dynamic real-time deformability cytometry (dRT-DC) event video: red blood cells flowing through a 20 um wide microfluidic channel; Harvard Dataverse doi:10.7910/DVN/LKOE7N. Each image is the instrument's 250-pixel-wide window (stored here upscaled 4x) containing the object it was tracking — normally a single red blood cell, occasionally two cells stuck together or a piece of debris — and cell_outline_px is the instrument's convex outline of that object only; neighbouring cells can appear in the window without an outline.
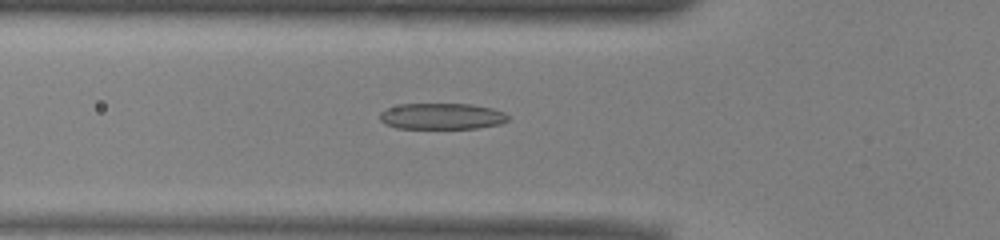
{"species": "common noctule bat (a hibernating species)", "species_latin": "Nyctalus noctula", "temperature_condition": "warm", "stored_images_in_passage": 50, "camera_frame_rate_fps": 3000, "um_per_image_px": 0.085, "animal": {"sex": "male", "body_mass_g": 13.0, "forearm_length_mm": 53.1}, "frame": {"image": 1, "passage_image": 16, "time_ms": 5.0, "image_size_px": [1000, 240], "cell_outline_px": [[508, 120], [500, 124], [476, 128], [396, 128], [384, 124], [380, 120], [380, 112], [384, 108], [400, 104], [472, 104], [492, 108], [504, 112], [508, 116]], "centroid_in_image_um": [37.51, 9.88], "position_along_channel_um": 88.3, "area_um2": 19.65}}
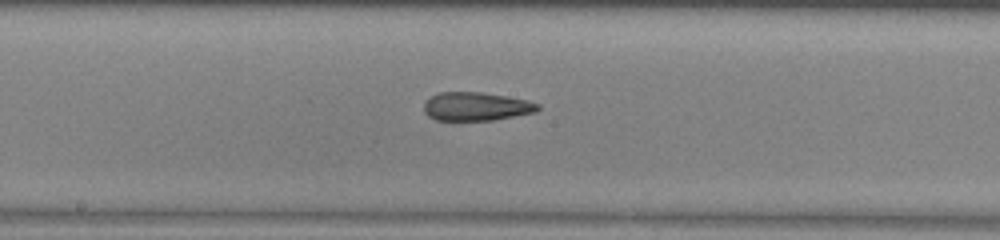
{"frame": {"image": 2, "passage_image": 25, "time_ms": 8.0, "image_size_px": [1000, 240], "cell_outline_px": [[540, 108], [536, 112], [492, 120], [436, 120], [428, 116], [424, 112], [424, 100], [440, 92], [480, 92], [528, 100], [540, 104]], "centroid_in_image_um": [40.46, 9.05], "position_along_channel_um": 207.7, "area_um2": 18.9}}
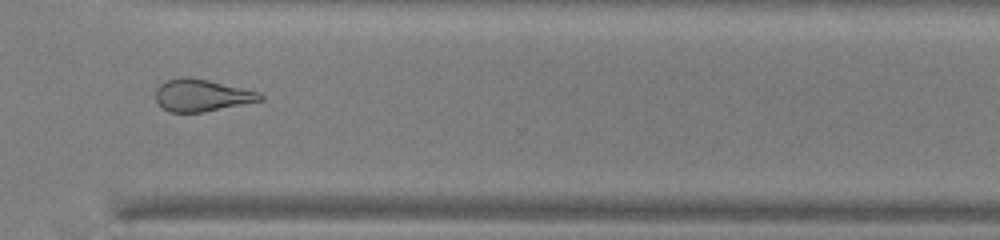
{"frame": {"image": 3, "passage_image": 36, "time_ms": 11.667, "image_size_px": [1000, 240], "cell_outline_px": [[264, 100], [204, 112], [168, 112], [156, 100], [156, 88], [160, 84], [168, 80], [180, 76], [188, 76], [208, 80], [260, 92], [264, 96]], "centroid_in_image_um": [17.16, 8.09], "position_along_channel_um": 353.4, "area_um2": 19.59}, "authors_computed_cell_mechanics": {"area_um2": 20.808, "velocity_mm_per_s": 3.9782, "shape_relaxation_time_tau1_ms": null, "shape_relaxation_time_tau2_ms": 2.8274, "deformation_change_tau1": null, "deformation_change_tau2": 0.1285}}